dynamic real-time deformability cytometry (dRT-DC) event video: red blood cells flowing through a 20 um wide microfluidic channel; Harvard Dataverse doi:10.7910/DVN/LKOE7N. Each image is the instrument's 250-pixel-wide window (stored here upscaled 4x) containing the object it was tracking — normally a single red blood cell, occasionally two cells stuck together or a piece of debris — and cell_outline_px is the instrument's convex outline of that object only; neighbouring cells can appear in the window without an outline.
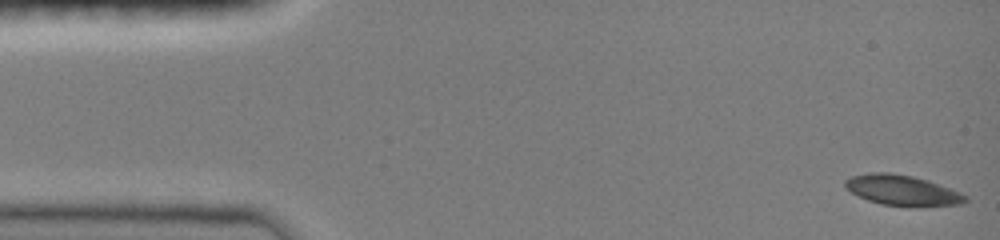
{"species": "common noctule bat (a hibernating species)", "species_latin": "Nyctalus noctula", "temperature_condition": "room temperature", "stored_images_in_passage": 60, "camera_frame_rate_fps": 3000, "um_per_image_px": 0.085, "animal": {"sex": "female", "body_mass_g": 19.0, "forearm_length_mm": 51.5}, "frame": {"image": 1, "passage_image": 1, "time_ms": 0.0, "image_size_px": [1000, 240], "cell_outline_px": [[968, 200], [960, 204], [880, 204], [868, 200], [844, 188], [844, 180], [852, 176], [872, 172], [888, 172], [912, 176], [928, 180], [960, 192], [968, 196]], "centroid_in_image_um": [76.64, 16.12], "position_along_channel_um": 8.4, "area_um2": 20.46}}
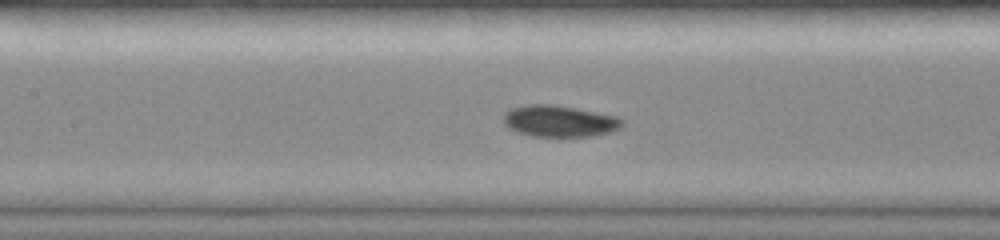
{"frame": {"image": 2, "passage_image": 39, "time_ms": 6.667, "image_size_px": [1000, 240], "cell_outline_px": [[624, 124], [620, 128], [612, 132], [592, 136], [532, 136], [516, 132], [508, 128], [504, 124], [504, 112], [512, 108], [524, 104], [556, 104], [616, 116], [624, 120]], "centroid_in_image_um": [47.54, 10.29], "position_along_channel_um": 159.9, "area_um2": 22.02}}
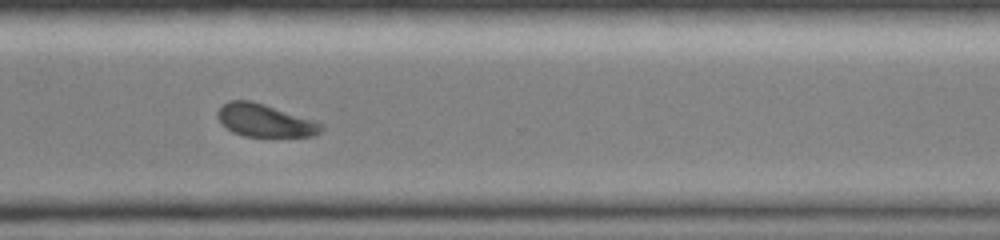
{"frame": {"image": 3, "passage_image": 59, "time_ms": 11.333, "image_size_px": [1000, 240], "cell_outline_px": [[324, 128], [320, 132], [312, 136], [244, 136], [232, 132], [216, 116], [216, 112], [228, 100], [252, 100], [324, 124]], "centroid_in_image_um": [22.5, 10.23], "position_along_channel_um": 348.1, "area_um2": 19.48}}